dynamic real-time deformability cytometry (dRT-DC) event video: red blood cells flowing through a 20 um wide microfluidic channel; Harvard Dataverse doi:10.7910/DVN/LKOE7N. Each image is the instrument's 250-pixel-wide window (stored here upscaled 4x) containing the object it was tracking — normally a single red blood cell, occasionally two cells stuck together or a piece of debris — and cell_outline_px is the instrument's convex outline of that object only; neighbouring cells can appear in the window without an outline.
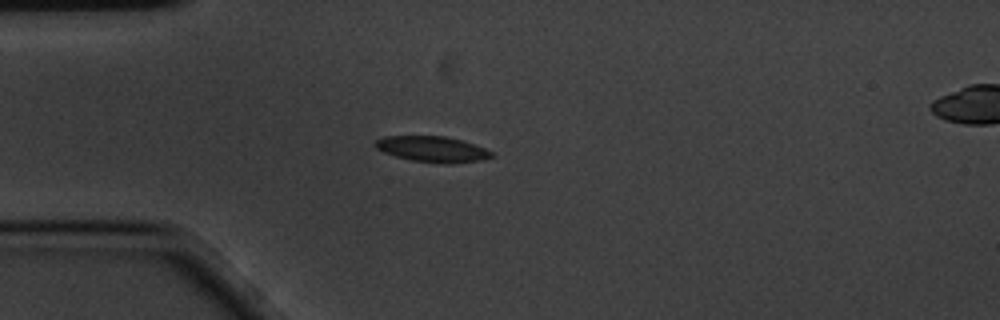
{"species": "common noctule bat (a hibernating species)", "species_latin": "Nyctalus noctula", "temperature_condition": "cold", "stored_images_in_passage": 5, "segment_of_instrument_passage": [1, 2], "camera_frame_rate_fps": 3000, "um_per_image_px": 0.085, "animal": {"sex": "male", "body_mass_g": 20.1, "forearm_length_mm": 53.5}, "frame": {"image": 1, "passage_image": 4, "time_ms": 1.0, "image_size_px": [1000, 320], "cell_outline_px": [[492, 156], [480, 160], [412, 160], [396, 156], [384, 152], [376, 148], [372, 144], [376, 140], [384, 136], [444, 136], [460, 140], [484, 148], [492, 152]], "centroid_in_image_um": [36.62, 12.61], "position_along_channel_um": 48.4, "area_um2": 16.18}}